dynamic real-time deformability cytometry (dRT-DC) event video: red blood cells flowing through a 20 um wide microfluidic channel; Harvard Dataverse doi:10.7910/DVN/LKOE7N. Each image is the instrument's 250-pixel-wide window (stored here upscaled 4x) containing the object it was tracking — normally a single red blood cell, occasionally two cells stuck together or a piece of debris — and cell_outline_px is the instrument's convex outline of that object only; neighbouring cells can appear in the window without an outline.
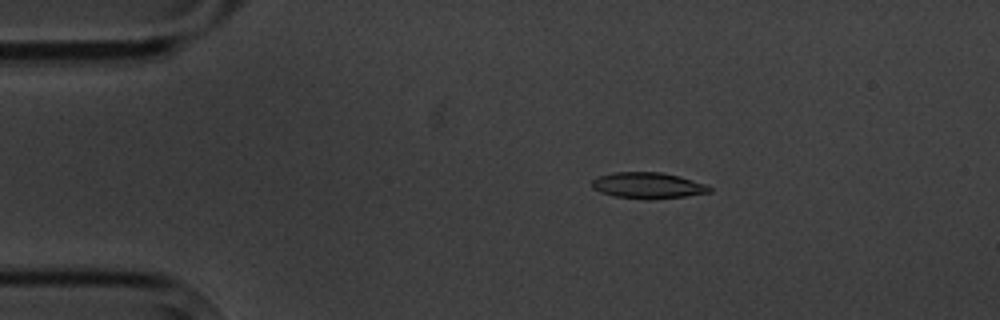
{"species": "common noctule bat (a hibernating species)", "species_latin": "Nyctalus noctula", "temperature_condition": "cold", "stored_images_in_passage": 6, "camera_frame_rate_fps": 3000, "um_per_image_px": 0.085, "animal": {"sex": "male", "body_mass_g": 20.1, "forearm_length_mm": 53.5}, "frame": {"image": 1, "passage_image": 3, "time_ms": 2.333, "image_size_px": [1000, 320], "cell_outline_px": [[712, 192], [684, 196], [652, 200], [644, 200], [612, 196], [600, 192], [592, 188], [592, 180], [600, 176], [616, 172], [660, 172], [708, 184], [712, 188]], "centroid_in_image_um": [55.07, 15.78], "position_along_channel_um": 29.9, "area_um2": 17.98}}
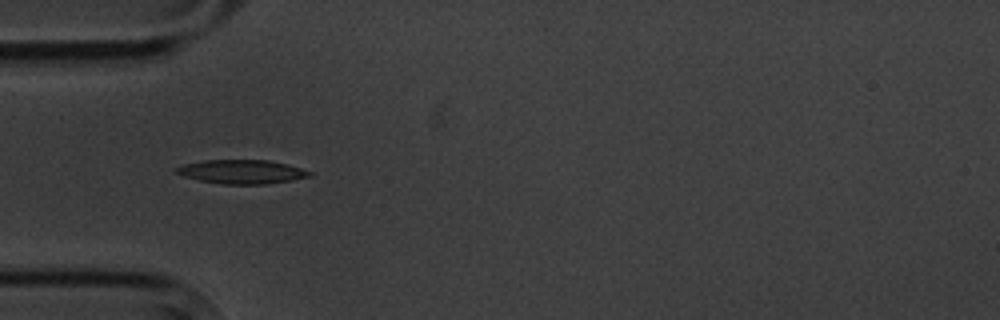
{"frame": {"image": 2, "passage_image": 5, "time_ms": 4.667, "image_size_px": [1000, 320], "cell_outline_px": [[312, 176], [292, 180], [264, 184], [220, 184], [200, 180], [184, 176], [176, 172], [172, 168], [184, 164], [204, 160], [268, 160], [288, 164], [312, 172]], "centroid_in_image_um": [20.54, 14.59], "position_along_channel_um": 64.5, "area_um2": 18.55}}
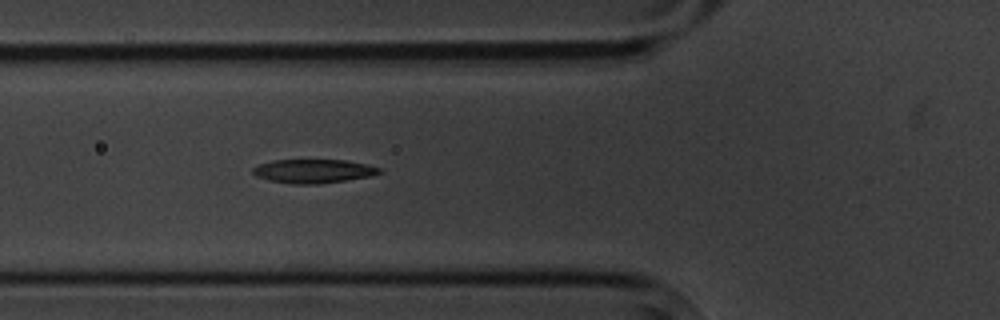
{"frame": {"image": 3, "passage_image": 6, "time_ms": 5.667, "image_size_px": [1000, 320], "cell_outline_px": [[384, 168], [380, 172], [368, 176], [348, 180], [320, 184], [292, 184], [268, 180], [256, 176], [252, 172], [252, 168], [256, 164], [272, 160], [344, 160], [368, 164]], "centroid_in_image_um": [26.61, 14.54], "position_along_channel_um": 99.2, "area_um2": 17.74}}